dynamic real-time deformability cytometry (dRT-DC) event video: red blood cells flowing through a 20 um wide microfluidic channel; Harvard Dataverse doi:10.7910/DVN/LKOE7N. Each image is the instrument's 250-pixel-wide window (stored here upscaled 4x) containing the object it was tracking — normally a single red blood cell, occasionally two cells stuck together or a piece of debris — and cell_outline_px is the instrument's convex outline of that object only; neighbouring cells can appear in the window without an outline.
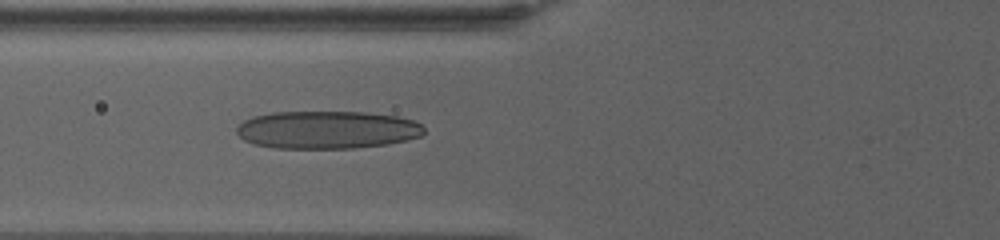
{"species": "human", "species_latin": "Homo sapiens", "temperature_condition": "warm", "stored_images_in_passage": 75, "camera_frame_rate_fps": 3000, "um_per_image_px": 0.085, "donor": {"sex": "female"}, "frame": {"image": 1, "passage_image": 32, "time_ms": 10.333, "image_size_px": [1000, 240], "cell_outline_px": [[424, 132], [420, 136], [408, 140], [388, 144], [356, 148], [272, 148], [252, 144], [244, 140], [236, 132], [236, 128], [244, 120], [252, 116], [272, 112], [364, 112], [396, 116], [412, 120], [420, 124], [424, 128]], "centroid_in_image_um": [27.78, 11.04], "position_along_channel_um": 98.0, "area_um2": 41.5}}
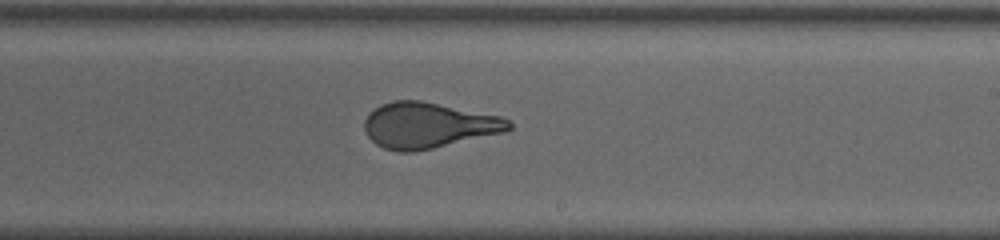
{"frame": {"image": 2, "passage_image": 48, "time_ms": 15.667, "image_size_px": [1000, 240], "cell_outline_px": [[512, 128], [504, 132], [416, 152], [396, 152], [384, 148], [376, 144], [368, 136], [364, 128], [364, 120], [380, 104], [392, 100], [420, 100], [500, 116], [508, 120], [512, 124]], "centroid_in_image_um": [36.39, 10.66], "position_along_channel_um": 252.6, "area_um2": 38.32}}
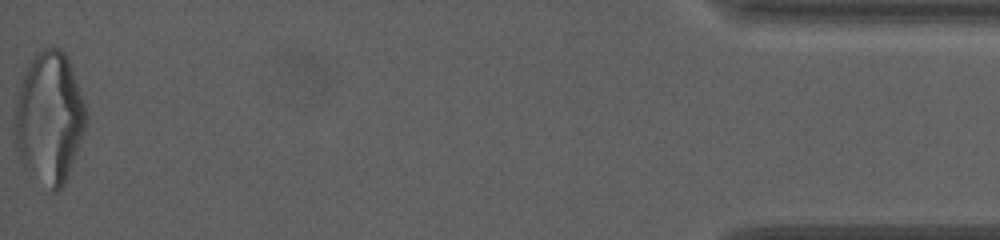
{"frame": {"image": 3, "passage_image": 75, "time_ms": 24.667, "image_size_px": [1000, 240], "cell_outline_px": [[88, 120], [84, 132], [68, 176], [64, 184], [56, 192], [52, 192], [24, 168], [20, 160], [16, 148], [16, 104], [20, 84], [36, 52], [52, 44], [60, 48], [64, 52], [72, 68], [88, 112]], "centroid_in_image_um": [4.23, 10.02], "position_along_channel_um": 431.0, "area_um2": 54.56}, "authors_computed_cell_mechanics": {"area_um2": 40.9224, "velocity_mm_per_s": 2.8936, "shape_relaxation_time_tau1_ms": 9.3828, "shape_relaxation_time_tau2_ms": 0.9647, "deformation_change_tau1": 0.2892, "deformation_change_tau2": 0.0906}}